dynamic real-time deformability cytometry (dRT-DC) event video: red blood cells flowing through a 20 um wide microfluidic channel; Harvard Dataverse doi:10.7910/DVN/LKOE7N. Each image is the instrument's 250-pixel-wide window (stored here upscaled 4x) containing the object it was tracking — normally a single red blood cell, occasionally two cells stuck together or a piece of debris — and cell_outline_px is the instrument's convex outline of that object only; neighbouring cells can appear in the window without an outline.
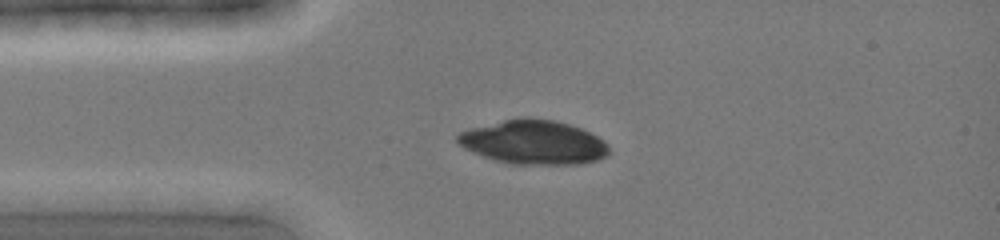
{"species": "common noctule bat (a hibernating species)", "species_latin": "Nyctalus noctula", "temperature_condition": "cold", "stored_images_in_passage": 2, "camera_frame_rate_fps": 3000, "um_per_image_px": 0.085, "animal": {"sex": "female", "body_mass_g": 19.0, "forearm_length_mm": 51.5}, "frame": {"image": 1, "passage_image": 2, "time_ms": 0.333, "image_size_px": [1000, 240], "cell_outline_px": [[148, 200], [116, 212], [88, 212], [52, 200], [68, 192], [136, 192]], "centroid_in_image_um": [8.57, 17.07], "position_along_channel_um": 76.4, "area_um2": 10.12}}